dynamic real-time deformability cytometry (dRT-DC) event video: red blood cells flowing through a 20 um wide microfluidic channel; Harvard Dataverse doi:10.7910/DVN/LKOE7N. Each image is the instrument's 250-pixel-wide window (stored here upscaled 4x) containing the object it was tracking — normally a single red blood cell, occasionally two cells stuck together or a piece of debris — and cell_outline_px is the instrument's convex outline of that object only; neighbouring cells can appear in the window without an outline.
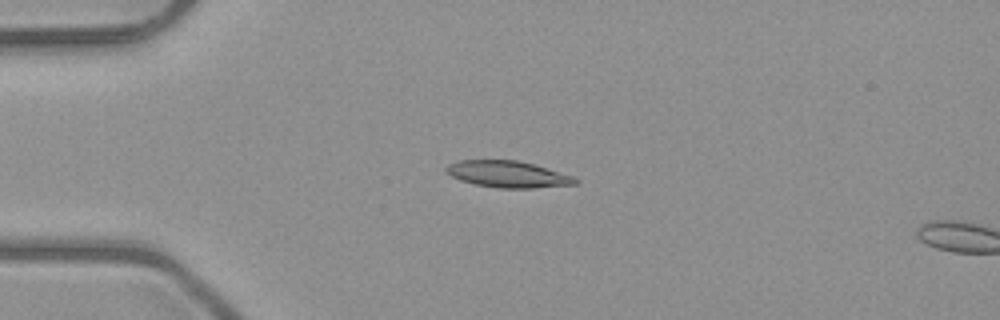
{"species": "common noctule bat (a hibernating species)", "species_latin": "Nyctalus noctula", "temperature_condition": "room temperature", "stored_images_in_passage": 14, "camera_frame_rate_fps": 3000, "um_per_image_px": 0.085, "animal": {"sex": "male", "body_mass_g": 23.1, "forearm_length_mm": 52.7}, "frame": {"image": 1, "passage_image": 12, "time_ms": 3.667, "image_size_px": [1000, 320], "cell_outline_px": [[580, 180], [576, 184], [532, 188], [500, 188], [476, 184], [460, 180], [444, 172], [444, 168], [448, 164], [460, 160], [516, 160], [532, 164], [576, 176]], "centroid_in_image_um": [43.18, 14.81], "position_along_channel_um": 41.8, "area_um2": 20.0}}